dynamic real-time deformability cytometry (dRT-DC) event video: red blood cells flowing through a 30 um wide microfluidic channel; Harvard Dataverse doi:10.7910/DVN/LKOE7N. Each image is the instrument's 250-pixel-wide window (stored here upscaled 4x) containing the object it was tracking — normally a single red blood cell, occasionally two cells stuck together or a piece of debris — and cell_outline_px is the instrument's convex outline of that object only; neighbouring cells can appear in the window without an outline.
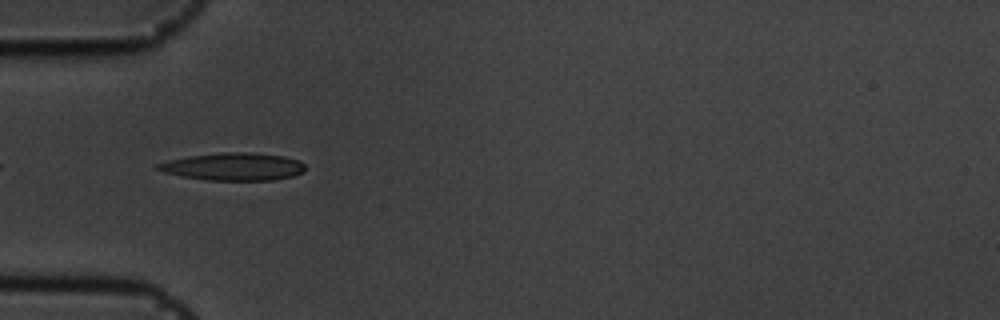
{"species": "common noctule bat (a hibernating species)", "species_latin": "Nyctalus noctula", "temperature_condition": "cold", "stored_images_in_passage": 21, "camera_frame_rate_fps": 3000, "um_per_image_px": 0.085, "animal": {"sex": "male", "body_mass_g": 19.5, "forearm_length_mm": 54.6}, "frame": {"image": 1, "passage_image": 1, "time_ms": 0.0, "image_size_px": [1000, 320], "cell_outline_px": [[304, 172], [292, 176], [272, 180], [204, 180], [180, 176], [164, 172], [152, 168], [156, 164], [168, 160], [188, 156], [220, 152], [244, 152], [284, 156], [300, 160], [304, 164]], "centroid_in_image_um": [19.79, 14.16], "position_along_channel_um": 65.2, "area_um2": 23.87}}
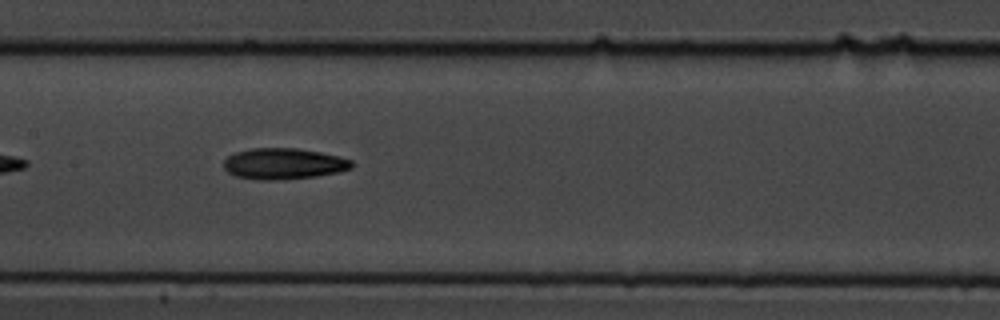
{"frame": {"image": 2, "passage_image": 11, "time_ms": 3.333, "image_size_px": [1000, 320], "cell_outline_px": [[352, 168], [340, 172], [316, 176], [280, 180], [256, 180], [236, 176], [228, 172], [224, 168], [224, 160], [228, 156], [236, 152], [252, 148], [296, 148], [320, 152], [352, 160]], "centroid_in_image_um": [24.09, 13.92], "position_along_channel_um": 183.3, "area_um2": 23.18}}
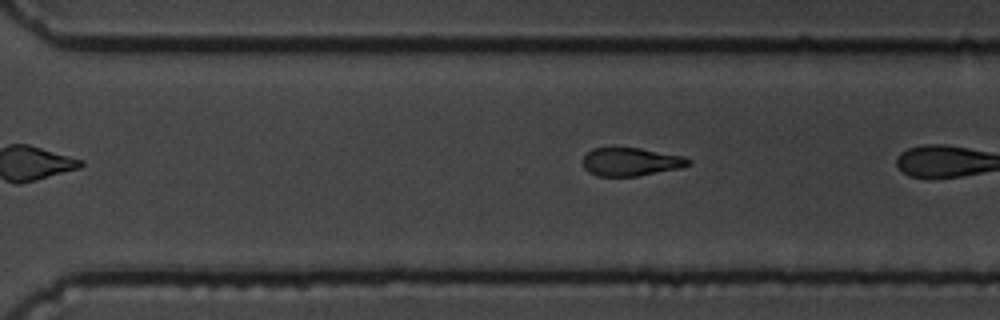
{"frame": {"image": 3, "passage_image": 20, "time_ms": 6.333, "image_size_px": [1000, 320], "cell_outline_px": [[692, 164], [680, 168], [636, 176], [596, 176], [588, 172], [584, 168], [584, 156], [592, 148], [640, 148], [684, 156], [692, 160]], "centroid_in_image_um": [53.65, 13.75], "position_along_channel_um": 317.0, "area_um2": 17.34}}